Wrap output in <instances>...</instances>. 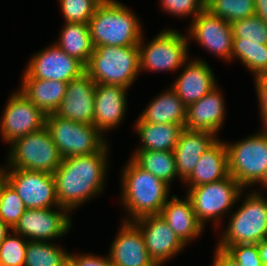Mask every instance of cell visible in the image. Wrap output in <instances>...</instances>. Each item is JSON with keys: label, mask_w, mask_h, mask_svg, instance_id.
Here are the masks:
<instances>
[{"label": "cell", "mask_w": 267, "mask_h": 266, "mask_svg": "<svg viewBox=\"0 0 267 266\" xmlns=\"http://www.w3.org/2000/svg\"><path fill=\"white\" fill-rule=\"evenodd\" d=\"M19 91L25 95L45 115L53 114L66 95V82L22 78Z\"/></svg>", "instance_id": "obj_25"}, {"label": "cell", "mask_w": 267, "mask_h": 266, "mask_svg": "<svg viewBox=\"0 0 267 266\" xmlns=\"http://www.w3.org/2000/svg\"><path fill=\"white\" fill-rule=\"evenodd\" d=\"M127 89L124 86L96 84L93 125L102 134L123 122L127 111Z\"/></svg>", "instance_id": "obj_20"}, {"label": "cell", "mask_w": 267, "mask_h": 266, "mask_svg": "<svg viewBox=\"0 0 267 266\" xmlns=\"http://www.w3.org/2000/svg\"><path fill=\"white\" fill-rule=\"evenodd\" d=\"M187 107L178 95L168 89L154 97L139 118L145 123L185 125Z\"/></svg>", "instance_id": "obj_26"}, {"label": "cell", "mask_w": 267, "mask_h": 266, "mask_svg": "<svg viewBox=\"0 0 267 266\" xmlns=\"http://www.w3.org/2000/svg\"><path fill=\"white\" fill-rule=\"evenodd\" d=\"M235 143H226L229 174L244 188L259 183L267 170V126Z\"/></svg>", "instance_id": "obj_6"}, {"label": "cell", "mask_w": 267, "mask_h": 266, "mask_svg": "<svg viewBox=\"0 0 267 266\" xmlns=\"http://www.w3.org/2000/svg\"><path fill=\"white\" fill-rule=\"evenodd\" d=\"M8 153L5 168H20L53 174L62 161L46 126L12 142Z\"/></svg>", "instance_id": "obj_7"}, {"label": "cell", "mask_w": 267, "mask_h": 266, "mask_svg": "<svg viewBox=\"0 0 267 266\" xmlns=\"http://www.w3.org/2000/svg\"><path fill=\"white\" fill-rule=\"evenodd\" d=\"M212 266H242L231 258L224 250L216 247Z\"/></svg>", "instance_id": "obj_41"}, {"label": "cell", "mask_w": 267, "mask_h": 266, "mask_svg": "<svg viewBox=\"0 0 267 266\" xmlns=\"http://www.w3.org/2000/svg\"><path fill=\"white\" fill-rule=\"evenodd\" d=\"M231 258L242 266H263L258 244H237L224 250Z\"/></svg>", "instance_id": "obj_38"}, {"label": "cell", "mask_w": 267, "mask_h": 266, "mask_svg": "<svg viewBox=\"0 0 267 266\" xmlns=\"http://www.w3.org/2000/svg\"><path fill=\"white\" fill-rule=\"evenodd\" d=\"M95 88L96 83L86 72L70 80L66 95L55 114L74 122L93 125Z\"/></svg>", "instance_id": "obj_17"}, {"label": "cell", "mask_w": 267, "mask_h": 266, "mask_svg": "<svg viewBox=\"0 0 267 266\" xmlns=\"http://www.w3.org/2000/svg\"><path fill=\"white\" fill-rule=\"evenodd\" d=\"M190 60V61H189ZM187 61L171 89L188 107L212 91L217 85L211 67L203 59Z\"/></svg>", "instance_id": "obj_19"}, {"label": "cell", "mask_w": 267, "mask_h": 266, "mask_svg": "<svg viewBox=\"0 0 267 266\" xmlns=\"http://www.w3.org/2000/svg\"><path fill=\"white\" fill-rule=\"evenodd\" d=\"M57 44L67 55L76 58L84 66L94 51L89 25L86 23L65 22Z\"/></svg>", "instance_id": "obj_28"}, {"label": "cell", "mask_w": 267, "mask_h": 266, "mask_svg": "<svg viewBox=\"0 0 267 266\" xmlns=\"http://www.w3.org/2000/svg\"><path fill=\"white\" fill-rule=\"evenodd\" d=\"M121 174V203L134 221L147 215H159L168 200L170 186L149 171L141 168L132 158Z\"/></svg>", "instance_id": "obj_2"}, {"label": "cell", "mask_w": 267, "mask_h": 266, "mask_svg": "<svg viewBox=\"0 0 267 266\" xmlns=\"http://www.w3.org/2000/svg\"><path fill=\"white\" fill-rule=\"evenodd\" d=\"M27 243V239L11 231L0 244V262L4 266H24Z\"/></svg>", "instance_id": "obj_35"}, {"label": "cell", "mask_w": 267, "mask_h": 266, "mask_svg": "<svg viewBox=\"0 0 267 266\" xmlns=\"http://www.w3.org/2000/svg\"><path fill=\"white\" fill-rule=\"evenodd\" d=\"M188 30V40L195 39L194 41L210 53L227 62L231 61L233 35L230 23L205 9L192 20Z\"/></svg>", "instance_id": "obj_15"}, {"label": "cell", "mask_w": 267, "mask_h": 266, "mask_svg": "<svg viewBox=\"0 0 267 266\" xmlns=\"http://www.w3.org/2000/svg\"><path fill=\"white\" fill-rule=\"evenodd\" d=\"M217 135L198 130L184 129L173 150L178 177L183 182L194 170L201 155L219 138Z\"/></svg>", "instance_id": "obj_22"}, {"label": "cell", "mask_w": 267, "mask_h": 266, "mask_svg": "<svg viewBox=\"0 0 267 266\" xmlns=\"http://www.w3.org/2000/svg\"><path fill=\"white\" fill-rule=\"evenodd\" d=\"M85 73V66L67 55L55 42L34 54L24 70L23 78L55 80L68 83Z\"/></svg>", "instance_id": "obj_14"}, {"label": "cell", "mask_w": 267, "mask_h": 266, "mask_svg": "<svg viewBox=\"0 0 267 266\" xmlns=\"http://www.w3.org/2000/svg\"><path fill=\"white\" fill-rule=\"evenodd\" d=\"M64 266H74L70 261H68Z\"/></svg>", "instance_id": "obj_46"}, {"label": "cell", "mask_w": 267, "mask_h": 266, "mask_svg": "<svg viewBox=\"0 0 267 266\" xmlns=\"http://www.w3.org/2000/svg\"><path fill=\"white\" fill-rule=\"evenodd\" d=\"M258 250L263 266H267V242L265 240L258 243Z\"/></svg>", "instance_id": "obj_43"}, {"label": "cell", "mask_w": 267, "mask_h": 266, "mask_svg": "<svg viewBox=\"0 0 267 266\" xmlns=\"http://www.w3.org/2000/svg\"><path fill=\"white\" fill-rule=\"evenodd\" d=\"M65 22L86 23L102 0H58Z\"/></svg>", "instance_id": "obj_36"}, {"label": "cell", "mask_w": 267, "mask_h": 266, "mask_svg": "<svg viewBox=\"0 0 267 266\" xmlns=\"http://www.w3.org/2000/svg\"><path fill=\"white\" fill-rule=\"evenodd\" d=\"M134 152L131 158L141 168L149 171L169 186L173 179L178 176L173 151L145 150Z\"/></svg>", "instance_id": "obj_29"}, {"label": "cell", "mask_w": 267, "mask_h": 266, "mask_svg": "<svg viewBox=\"0 0 267 266\" xmlns=\"http://www.w3.org/2000/svg\"><path fill=\"white\" fill-rule=\"evenodd\" d=\"M16 91L8 98L0 120L1 137L9 145L46 124V115L19 90Z\"/></svg>", "instance_id": "obj_13"}, {"label": "cell", "mask_w": 267, "mask_h": 266, "mask_svg": "<svg viewBox=\"0 0 267 266\" xmlns=\"http://www.w3.org/2000/svg\"><path fill=\"white\" fill-rule=\"evenodd\" d=\"M70 253L45 241H28L24 266H64Z\"/></svg>", "instance_id": "obj_30"}, {"label": "cell", "mask_w": 267, "mask_h": 266, "mask_svg": "<svg viewBox=\"0 0 267 266\" xmlns=\"http://www.w3.org/2000/svg\"><path fill=\"white\" fill-rule=\"evenodd\" d=\"M85 72L96 84L130 88L140 73L138 46L95 47Z\"/></svg>", "instance_id": "obj_4"}, {"label": "cell", "mask_w": 267, "mask_h": 266, "mask_svg": "<svg viewBox=\"0 0 267 266\" xmlns=\"http://www.w3.org/2000/svg\"><path fill=\"white\" fill-rule=\"evenodd\" d=\"M56 209H26L12 231L28 241L49 242L62 237L71 229V216L62 206Z\"/></svg>", "instance_id": "obj_12"}, {"label": "cell", "mask_w": 267, "mask_h": 266, "mask_svg": "<svg viewBox=\"0 0 267 266\" xmlns=\"http://www.w3.org/2000/svg\"><path fill=\"white\" fill-rule=\"evenodd\" d=\"M135 129L142 146L136 151H173L180 138L184 125L145 123L137 118Z\"/></svg>", "instance_id": "obj_27"}, {"label": "cell", "mask_w": 267, "mask_h": 266, "mask_svg": "<svg viewBox=\"0 0 267 266\" xmlns=\"http://www.w3.org/2000/svg\"><path fill=\"white\" fill-rule=\"evenodd\" d=\"M206 9L228 23L255 15L254 0H206Z\"/></svg>", "instance_id": "obj_32"}, {"label": "cell", "mask_w": 267, "mask_h": 266, "mask_svg": "<svg viewBox=\"0 0 267 266\" xmlns=\"http://www.w3.org/2000/svg\"><path fill=\"white\" fill-rule=\"evenodd\" d=\"M0 175L14 188L26 209L59 207L53 174L0 167Z\"/></svg>", "instance_id": "obj_11"}, {"label": "cell", "mask_w": 267, "mask_h": 266, "mask_svg": "<svg viewBox=\"0 0 267 266\" xmlns=\"http://www.w3.org/2000/svg\"><path fill=\"white\" fill-rule=\"evenodd\" d=\"M188 188L186 196L191 200L196 217L204 228L208 221L219 226L224 213L230 214L231 207L239 201L244 189L231 175L216 182Z\"/></svg>", "instance_id": "obj_9"}, {"label": "cell", "mask_w": 267, "mask_h": 266, "mask_svg": "<svg viewBox=\"0 0 267 266\" xmlns=\"http://www.w3.org/2000/svg\"><path fill=\"white\" fill-rule=\"evenodd\" d=\"M233 42L267 44V23L254 15L230 23Z\"/></svg>", "instance_id": "obj_34"}, {"label": "cell", "mask_w": 267, "mask_h": 266, "mask_svg": "<svg viewBox=\"0 0 267 266\" xmlns=\"http://www.w3.org/2000/svg\"><path fill=\"white\" fill-rule=\"evenodd\" d=\"M240 59L254 78L267 74V44L252 42H233L232 60Z\"/></svg>", "instance_id": "obj_31"}, {"label": "cell", "mask_w": 267, "mask_h": 266, "mask_svg": "<svg viewBox=\"0 0 267 266\" xmlns=\"http://www.w3.org/2000/svg\"><path fill=\"white\" fill-rule=\"evenodd\" d=\"M259 184H261L260 187H264V188L267 189V170H266V172H265L263 178H262L261 181L259 182Z\"/></svg>", "instance_id": "obj_45"}, {"label": "cell", "mask_w": 267, "mask_h": 266, "mask_svg": "<svg viewBox=\"0 0 267 266\" xmlns=\"http://www.w3.org/2000/svg\"><path fill=\"white\" fill-rule=\"evenodd\" d=\"M185 197L186 199L182 200L172 195L159 215L168 223L178 239L187 245L189 241L201 236L204 226L198 221L191 200Z\"/></svg>", "instance_id": "obj_23"}, {"label": "cell", "mask_w": 267, "mask_h": 266, "mask_svg": "<svg viewBox=\"0 0 267 266\" xmlns=\"http://www.w3.org/2000/svg\"><path fill=\"white\" fill-rule=\"evenodd\" d=\"M108 151L106 144L99 152L91 155L62 158L53 173L60 206L72 212L103 191Z\"/></svg>", "instance_id": "obj_1"}, {"label": "cell", "mask_w": 267, "mask_h": 266, "mask_svg": "<svg viewBox=\"0 0 267 266\" xmlns=\"http://www.w3.org/2000/svg\"><path fill=\"white\" fill-rule=\"evenodd\" d=\"M108 257L112 266H157L149 256L140 229L132 221H122Z\"/></svg>", "instance_id": "obj_18"}, {"label": "cell", "mask_w": 267, "mask_h": 266, "mask_svg": "<svg viewBox=\"0 0 267 266\" xmlns=\"http://www.w3.org/2000/svg\"><path fill=\"white\" fill-rule=\"evenodd\" d=\"M241 206L229 214V223L216 247L225 250L237 244H258L267 236V198L262 192L247 193Z\"/></svg>", "instance_id": "obj_5"}, {"label": "cell", "mask_w": 267, "mask_h": 266, "mask_svg": "<svg viewBox=\"0 0 267 266\" xmlns=\"http://www.w3.org/2000/svg\"><path fill=\"white\" fill-rule=\"evenodd\" d=\"M255 1V15L260 17L267 23V0H254Z\"/></svg>", "instance_id": "obj_42"}, {"label": "cell", "mask_w": 267, "mask_h": 266, "mask_svg": "<svg viewBox=\"0 0 267 266\" xmlns=\"http://www.w3.org/2000/svg\"><path fill=\"white\" fill-rule=\"evenodd\" d=\"M45 126L62 158L91 155L107 144L105 134L94 125L74 122L55 113L46 115Z\"/></svg>", "instance_id": "obj_8"}, {"label": "cell", "mask_w": 267, "mask_h": 266, "mask_svg": "<svg viewBox=\"0 0 267 266\" xmlns=\"http://www.w3.org/2000/svg\"><path fill=\"white\" fill-rule=\"evenodd\" d=\"M254 84L259 101V112L263 126H267V74L255 77Z\"/></svg>", "instance_id": "obj_39"}, {"label": "cell", "mask_w": 267, "mask_h": 266, "mask_svg": "<svg viewBox=\"0 0 267 266\" xmlns=\"http://www.w3.org/2000/svg\"><path fill=\"white\" fill-rule=\"evenodd\" d=\"M187 35L177 30L163 29L160 33L144 45L143 35L138 44L141 71H176L187 62Z\"/></svg>", "instance_id": "obj_10"}, {"label": "cell", "mask_w": 267, "mask_h": 266, "mask_svg": "<svg viewBox=\"0 0 267 266\" xmlns=\"http://www.w3.org/2000/svg\"><path fill=\"white\" fill-rule=\"evenodd\" d=\"M216 86L212 91L187 107L185 129L207 131L215 135L221 131L226 115L224 97Z\"/></svg>", "instance_id": "obj_21"}, {"label": "cell", "mask_w": 267, "mask_h": 266, "mask_svg": "<svg viewBox=\"0 0 267 266\" xmlns=\"http://www.w3.org/2000/svg\"><path fill=\"white\" fill-rule=\"evenodd\" d=\"M132 222L140 229L149 256L157 266L165 264L186 246L160 215H147Z\"/></svg>", "instance_id": "obj_16"}, {"label": "cell", "mask_w": 267, "mask_h": 266, "mask_svg": "<svg viewBox=\"0 0 267 266\" xmlns=\"http://www.w3.org/2000/svg\"><path fill=\"white\" fill-rule=\"evenodd\" d=\"M69 261L74 266H112L109 257H99L91 254H71L69 255Z\"/></svg>", "instance_id": "obj_40"}, {"label": "cell", "mask_w": 267, "mask_h": 266, "mask_svg": "<svg viewBox=\"0 0 267 266\" xmlns=\"http://www.w3.org/2000/svg\"><path fill=\"white\" fill-rule=\"evenodd\" d=\"M229 164L225 142L218 139L199 159L192 173L183 181L187 187H196L228 177Z\"/></svg>", "instance_id": "obj_24"}, {"label": "cell", "mask_w": 267, "mask_h": 266, "mask_svg": "<svg viewBox=\"0 0 267 266\" xmlns=\"http://www.w3.org/2000/svg\"><path fill=\"white\" fill-rule=\"evenodd\" d=\"M160 2L165 12L178 17L191 15L192 20L206 9V0H160Z\"/></svg>", "instance_id": "obj_37"}, {"label": "cell", "mask_w": 267, "mask_h": 266, "mask_svg": "<svg viewBox=\"0 0 267 266\" xmlns=\"http://www.w3.org/2000/svg\"><path fill=\"white\" fill-rule=\"evenodd\" d=\"M12 229L0 219V244L5 240L6 236Z\"/></svg>", "instance_id": "obj_44"}, {"label": "cell", "mask_w": 267, "mask_h": 266, "mask_svg": "<svg viewBox=\"0 0 267 266\" xmlns=\"http://www.w3.org/2000/svg\"><path fill=\"white\" fill-rule=\"evenodd\" d=\"M25 210L26 207L22 199L0 175V219L12 229Z\"/></svg>", "instance_id": "obj_33"}, {"label": "cell", "mask_w": 267, "mask_h": 266, "mask_svg": "<svg viewBox=\"0 0 267 266\" xmlns=\"http://www.w3.org/2000/svg\"><path fill=\"white\" fill-rule=\"evenodd\" d=\"M88 25L94 47L138 46L143 35L139 18L117 0H102Z\"/></svg>", "instance_id": "obj_3"}]
</instances>
